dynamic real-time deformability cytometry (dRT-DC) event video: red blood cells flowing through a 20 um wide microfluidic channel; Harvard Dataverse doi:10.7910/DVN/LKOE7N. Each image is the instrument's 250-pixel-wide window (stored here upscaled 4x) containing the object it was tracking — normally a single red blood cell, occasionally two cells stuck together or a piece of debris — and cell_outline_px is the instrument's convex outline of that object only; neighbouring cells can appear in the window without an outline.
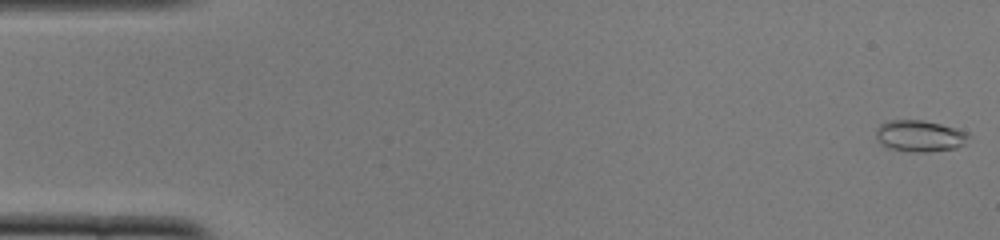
{"species": "common noctule bat (a hibernating species)", "species_latin": "Nyctalus noctula", "temperature_condition": "cold", "stored_images_in_passage": 52, "camera_frame_rate_fps": 3000, "um_per_image_px": 0.085, "animal": {"sex": "female", "body_mass_g": 22.0, "forearm_length_mm": 56.7}, "frame": {"image": 1, "passage_image": 1, "time_ms": 0.0, "image_size_px": [1000, 240], "cell_outline_px": [[968, 136], [964, 144], [956, 148], [924, 152], [912, 152], [888, 148], [876, 140], [876, 128], [880, 124], [888, 120], [924, 120], [956, 128], [968, 132]], "centroid_in_image_um": [78.14, 11.55], "position_along_channel_um": 6.9, "area_um2": 16.99}}
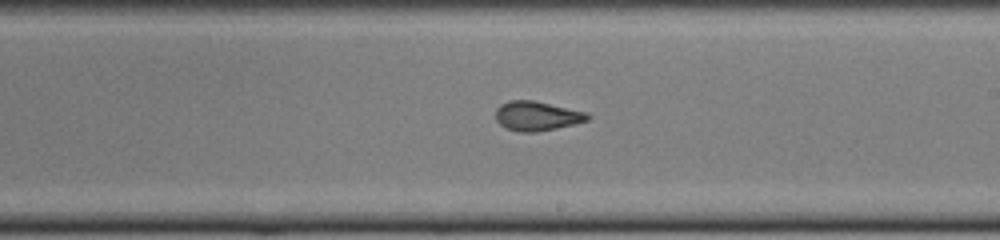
{"frame": {"image": 2, "passage_image": 30, "time_ms": 9.667, "image_size_px": [1000, 240], "cell_outline_px": [[592, 116], [588, 120], [576, 124], [536, 132], [520, 132], [504, 128], [496, 120], [496, 108], [500, 104], [508, 100], [536, 100], [588, 112]], "centroid_in_image_um": [45.66, 9.85], "position_along_channel_um": 243.3, "area_um2": 16.13}}
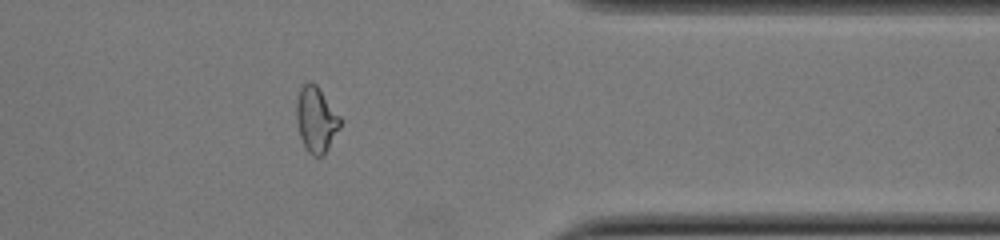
{"frame": {"image": 3, "passage_image": 42, "time_ms": 13.667, "image_size_px": [1000, 240], "cell_outline_px": [[340, 128], [328, 148], [320, 156], [312, 156], [308, 152], [300, 136], [296, 120], [296, 100], [300, 88], [308, 80], [312, 80], [316, 84], [340, 116]], "centroid_in_image_um": [26.85, 10.12], "position_along_channel_um": 384.5, "area_um2": 16.65}}